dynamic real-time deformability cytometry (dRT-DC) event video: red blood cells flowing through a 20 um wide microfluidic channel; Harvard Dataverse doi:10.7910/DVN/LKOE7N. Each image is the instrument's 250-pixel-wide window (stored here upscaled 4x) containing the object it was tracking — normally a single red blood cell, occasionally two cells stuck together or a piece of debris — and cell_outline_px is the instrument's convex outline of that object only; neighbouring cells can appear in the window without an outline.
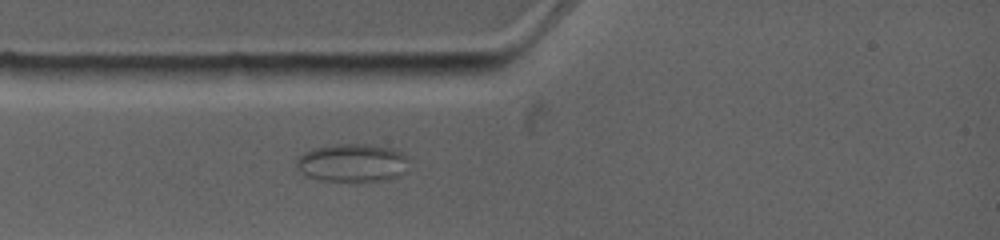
{"species": "common noctule bat (a hibernating species)", "species_latin": "Nyctalus noctula", "temperature_condition": "warm", "stored_images_in_passage": 3, "camera_frame_rate_fps": 4500, "um_per_image_px": 0.085, "animal": {"sex": "female", "body_mass_g": 19.0, "forearm_length_mm": 53.3}, "frame": {"image": 1, "passage_image": 3, "time_ms": 2.0, "image_size_px": [1000, 240], "cell_outline_px": [[404, 172], [396, 176], [384, 180], [324, 180], [308, 176], [300, 172], [296, 168], [296, 160], [304, 152], [312, 148], [336, 144], [372, 144], [392, 148], [404, 152]], "centroid_in_image_um": [29.89, 13.81], "position_along_channel_um": 55.1, "area_um2": 24.51}}